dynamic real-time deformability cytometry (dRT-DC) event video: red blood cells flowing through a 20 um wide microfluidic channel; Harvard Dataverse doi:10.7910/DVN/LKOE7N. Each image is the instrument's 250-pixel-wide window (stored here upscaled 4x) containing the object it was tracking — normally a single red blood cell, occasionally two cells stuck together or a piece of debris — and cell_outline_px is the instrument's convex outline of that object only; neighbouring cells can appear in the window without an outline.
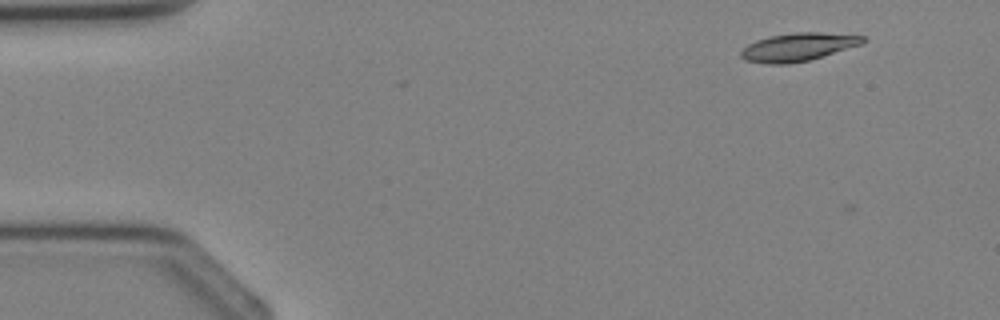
{"species": "Egyptian fruit bat (a non-hibernating species)", "species_latin": "Rousettus aegyptiacus", "temperature_condition": "cold", "stored_images_in_passage": 3, "segment_of_instrument_passage": [1, 2], "camera_frame_rate_fps": 3000, "um_per_image_px": 0.085, "animal": {"sex": "female"}, "frame": {"image": 1, "passage_image": 1, "time_ms": 0.0, "image_size_px": [1000, 320], "cell_outline_px": [[868, 40], [860, 44], [808, 60], [788, 64], [768, 64], [744, 60], [740, 56], [740, 52], [748, 44], [756, 40], [768, 36], [796, 32], [820, 32], [864, 36]], "centroid_in_image_um": [67.79, 3.99], "position_along_channel_um": 17.2, "area_um2": 19.77}}